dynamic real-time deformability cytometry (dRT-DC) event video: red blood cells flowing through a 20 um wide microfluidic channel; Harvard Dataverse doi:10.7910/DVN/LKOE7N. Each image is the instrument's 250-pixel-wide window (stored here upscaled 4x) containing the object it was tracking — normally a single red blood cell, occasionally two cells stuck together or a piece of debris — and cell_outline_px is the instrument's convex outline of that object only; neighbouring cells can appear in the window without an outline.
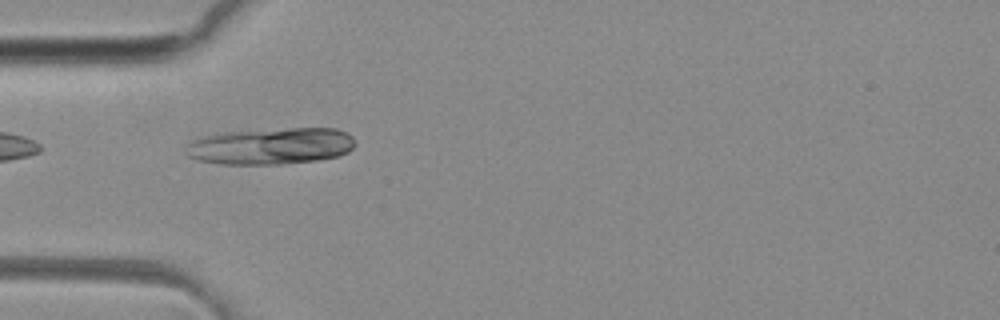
{"species": "common noctule bat (a hibernating species)", "species_latin": "Nyctalus noctula", "temperature_condition": "room temperature", "stored_images_in_passage": 35, "camera_frame_rate_fps": 3000, "um_per_image_px": 0.085, "animal": {"sex": "female", "body_mass_g": 29.2, "forearm_length_mm": 56.3}, "frame": {"image": 1, "passage_image": 1, "time_ms": 0.0, "image_size_px": [1000, 320], "cell_outline_px": [[356, 144], [348, 152], [340, 156], [316, 160], [280, 164], [220, 164], [200, 160], [188, 156], [184, 152], [188, 144], [192, 140], [216, 132], [288, 128], [336, 128], [352, 136]], "centroid_in_image_um": [23.01, 12.41], "position_along_channel_um": 62.0, "area_um2": 36.36}}
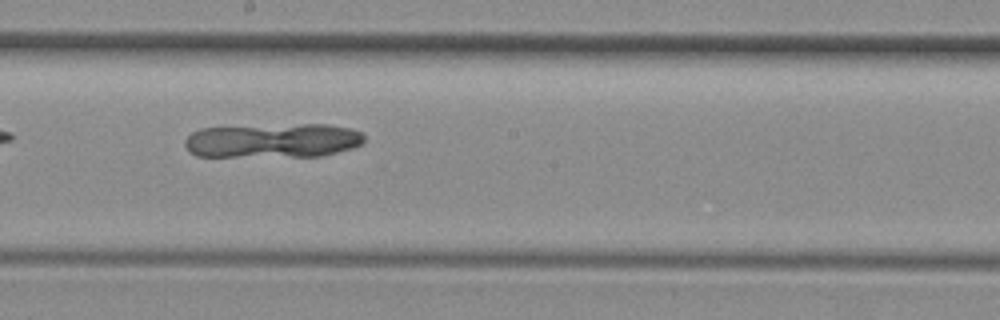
{"frame": {"image": 2, "passage_image": 13, "time_ms": 4.0, "image_size_px": [1000, 320], "cell_outline_px": [[364, 140], [360, 144], [352, 148], [320, 156], [196, 156], [188, 152], [184, 144], [184, 140], [192, 132], [200, 128], [304, 124], [328, 124], [352, 128], [360, 132], [364, 136]], "centroid_in_image_um": [23.18, 11.95], "position_along_channel_um": 225.0, "area_um2": 35.84}}
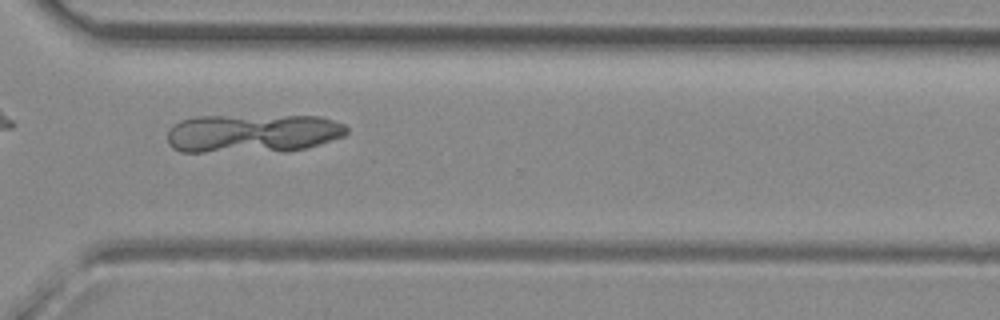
{"frame": {"image": 3, "passage_image": 22, "time_ms": 7.0, "image_size_px": [1000, 320], "cell_outline_px": [[348, 132], [344, 136], [304, 148], [284, 152], [180, 152], [172, 148], [168, 144], [168, 132], [172, 124], [180, 120], [196, 116], [320, 116], [344, 124], [348, 128]], "centroid_in_image_um": [21.44, 11.34], "position_along_channel_um": 349.2, "area_um2": 40.92}}